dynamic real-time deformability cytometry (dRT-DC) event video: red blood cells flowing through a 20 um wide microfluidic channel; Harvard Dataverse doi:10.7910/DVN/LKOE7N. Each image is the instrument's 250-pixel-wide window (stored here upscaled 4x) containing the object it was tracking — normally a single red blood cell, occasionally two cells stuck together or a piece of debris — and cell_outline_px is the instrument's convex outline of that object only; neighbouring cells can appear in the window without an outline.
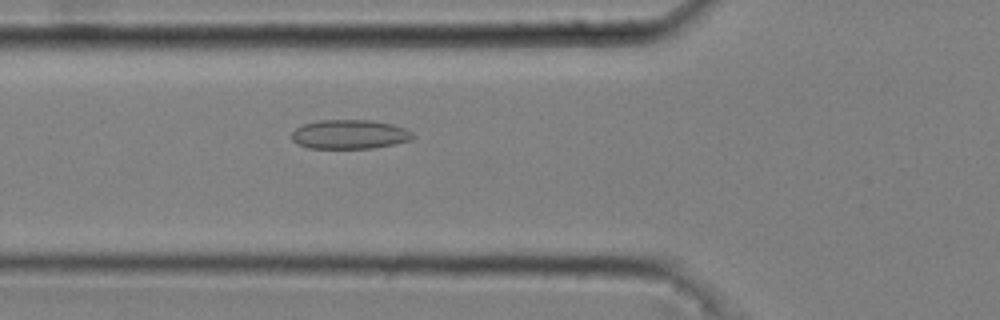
{"species": "common noctule bat (a hibernating species)", "species_latin": "Nyctalus noctula", "temperature_condition": "cold", "stored_images_in_passage": 44, "camera_frame_rate_fps": 3000, "um_per_image_px": 0.085, "animal": {"sex": "male", "body_mass_g": 20.4}, "frame": {"image": 1, "passage_image": 16, "time_ms": 5.0, "image_size_px": [1000, 320], "cell_outline_px": [[416, 136], [412, 140], [372, 148], [308, 148], [296, 144], [292, 140], [292, 132], [296, 128], [304, 124], [316, 120], [372, 120], [392, 124], [404, 128], [412, 132]], "centroid_in_image_um": [29.71, 11.42], "position_along_channel_um": 96.1, "area_um2": 20.69}}
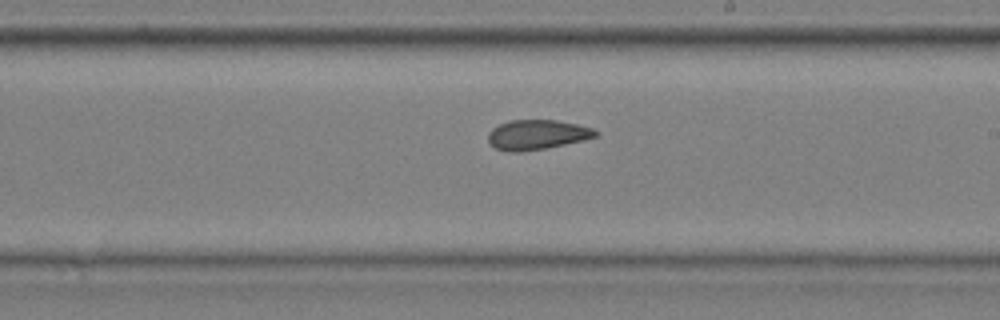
{"frame": {"image": 2, "passage_image": 28, "time_ms": 9.0, "image_size_px": [1000, 320], "cell_outline_px": [[600, 132], [596, 136], [584, 140], [544, 148], [520, 152], [508, 152], [496, 148], [488, 140], [488, 132], [492, 128], [508, 120], [556, 120], [576, 124], [592, 128]], "centroid_in_image_um": [45.63, 11.44], "position_along_channel_um": 243.4, "area_um2": 18.55}}
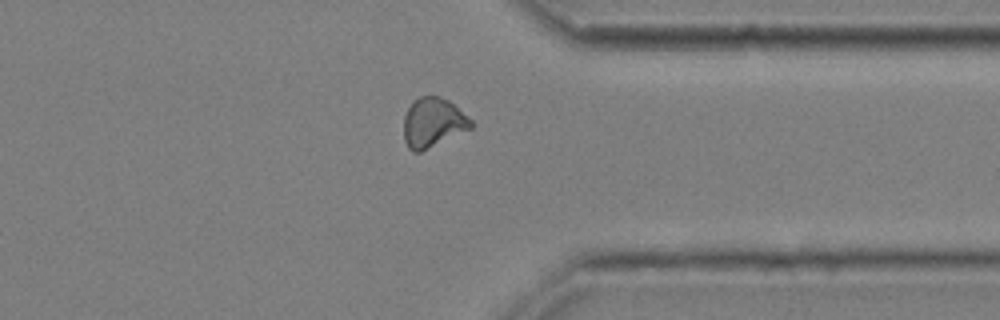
{"frame": {"image": 3, "passage_image": 39, "time_ms": 12.667, "image_size_px": [1000, 320], "cell_outline_px": [[472, 128], [420, 152], [412, 152], [408, 148], [404, 140], [404, 116], [412, 100], [420, 96], [440, 96], [448, 100], [472, 120]], "centroid_in_image_um": [36.78, 10.42], "position_along_channel_um": 374.6, "area_um2": 19.36}, "authors_computed_cell_mechanics": {"area_um2": 19.2474, "velocity_mm_per_s": 3.6742, "shape_relaxation_time_tau1_ms": null, "shape_relaxation_time_tau2_ms": 2.1545, "deformation_change_tau1": null, "deformation_change_tau2": 0.083}}